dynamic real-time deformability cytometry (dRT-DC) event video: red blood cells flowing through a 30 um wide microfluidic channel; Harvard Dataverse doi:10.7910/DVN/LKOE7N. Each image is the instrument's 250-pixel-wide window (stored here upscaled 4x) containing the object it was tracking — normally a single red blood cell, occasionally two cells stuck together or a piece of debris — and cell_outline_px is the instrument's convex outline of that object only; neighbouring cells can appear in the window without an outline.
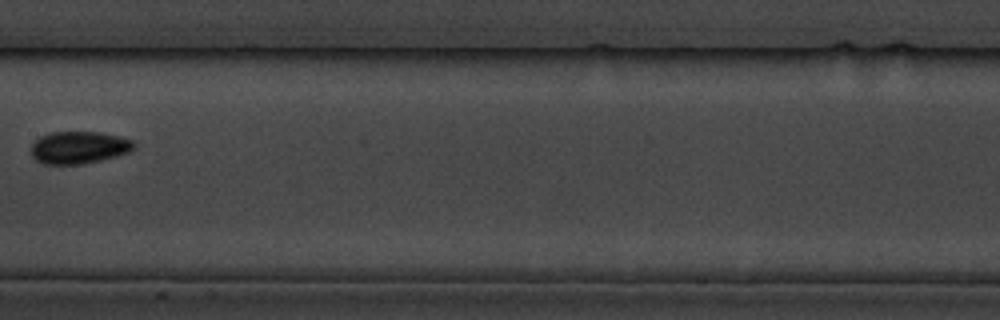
{"species": "common noctule bat (a hibernating species)", "species_latin": "Nyctalus noctula", "temperature_condition": "cold", "stored_images_in_passage": 15, "camera_frame_rate_fps": 3000, "um_per_image_px": 0.085, "animal": {"sex": "male", "body_mass_g": 19.5, "forearm_length_mm": 54.6}, "frame": {"image": 1, "passage_image": 7, "time_ms": 7.0, "image_size_px": [1000, 320], "cell_outline_px": [[136, 144], [128, 152], [116, 156], [100, 160], [80, 164], [44, 164], [36, 160], [32, 156], [32, 144], [40, 136], [52, 132], [100, 132], [132, 140]], "centroid_in_image_um": [6.68, 12.53], "position_along_channel_um": 200.7, "area_um2": 19.13}}
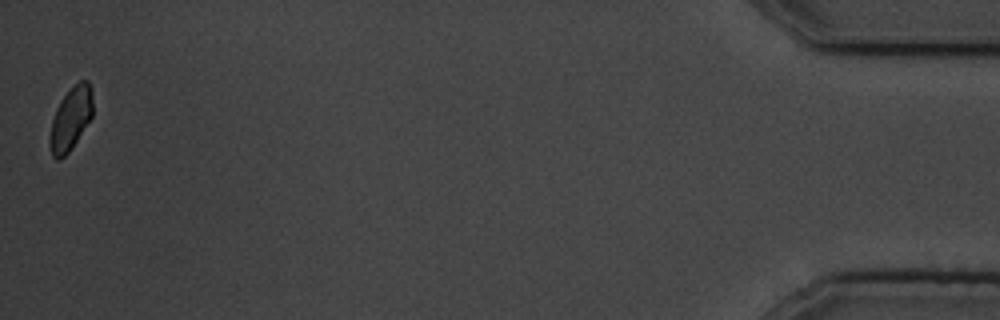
{"frame": {"image": 2, "passage_image": 15, "time_ms": 16.0, "image_size_px": [1000, 320], "cell_outline_px": [[92, 116], [72, 148], [60, 160], [56, 160], [52, 156], [48, 144], [48, 140], [52, 120], [56, 108], [60, 100], [80, 80], [88, 80], [92, 88]], "centroid_in_image_um": [5.99, 10.12], "position_along_channel_um": 429.2, "area_um2": 15.84}, "authors_computed_cell_mechanics": {"area_um2": 19.074, "velocity_mm_per_s": 3.5163, "shape_relaxation_time_tau1_ms": 0.6116, "shape_relaxation_time_tau2_ms": 3.7163, "deformation_change_tau1": 0.1536, "deformation_change_tau2": 0.076}}